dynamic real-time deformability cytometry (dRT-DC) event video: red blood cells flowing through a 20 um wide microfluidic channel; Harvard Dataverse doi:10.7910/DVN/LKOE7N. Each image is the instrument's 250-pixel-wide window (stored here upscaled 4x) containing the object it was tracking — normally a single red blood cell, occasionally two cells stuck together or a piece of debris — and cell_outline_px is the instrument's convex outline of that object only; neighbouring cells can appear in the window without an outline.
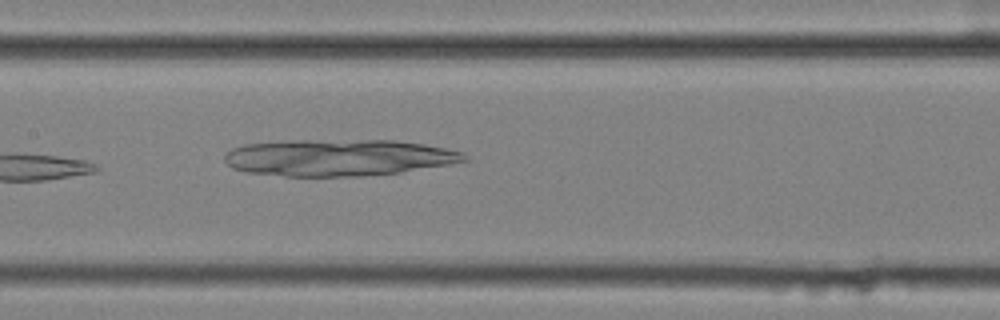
{"species": "common noctule bat (a hibernating species)", "species_latin": "Nyctalus noctula", "temperature_condition": "cold", "stored_images_in_passage": 7, "camera_frame_rate_fps": 3000, "um_per_image_px": 0.085, "animal": {"sex": "female", "body_mass_g": 25.1}, "frame": {"image": 1, "passage_image": 7, "time_ms": 2.0, "image_size_px": [1000, 320], "cell_outline_px": [[468, 160], [448, 164], [400, 172], [360, 176], [284, 176], [248, 172], [232, 168], [224, 160], [224, 156], [232, 148], [244, 144], [280, 140], [396, 140], [424, 144], [448, 148], [464, 152], [468, 156]], "centroid_in_image_um": [28.76, 13.38], "position_along_channel_um": 178.6, "area_um2": 51.44}}